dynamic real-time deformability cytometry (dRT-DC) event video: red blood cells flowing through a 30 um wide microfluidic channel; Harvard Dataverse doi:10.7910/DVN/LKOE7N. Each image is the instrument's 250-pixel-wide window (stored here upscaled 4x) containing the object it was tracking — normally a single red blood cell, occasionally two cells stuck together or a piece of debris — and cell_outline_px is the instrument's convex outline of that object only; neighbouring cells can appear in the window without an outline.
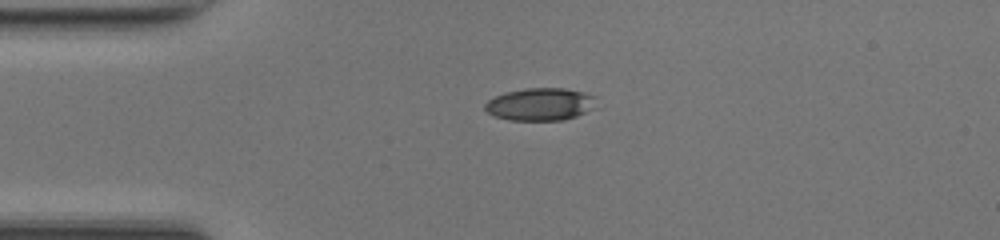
{"species": "common noctule bat (a hibernating species)", "species_latin": "Nyctalus noctula", "temperature_condition": "room temperature", "stored_images_in_passage": 38, "camera_frame_rate_fps": 3000, "um_per_image_px": 0.085, "animal": {"sex": "female", "body_mass_g": 17.0, "forearm_length_mm": 48.0}, "frame": {"image": 1, "passage_image": 1, "time_ms": 0.0, "image_size_px": [1000, 240], "cell_outline_px": [[600, 108], [564, 120], [508, 120], [496, 116], [488, 112], [484, 108], [484, 104], [488, 100], [504, 92], [524, 88], [564, 88], [584, 92], [596, 96]], "centroid_in_image_um": [46.02, 8.86], "position_along_channel_um": 39.0, "area_um2": 21.62}}
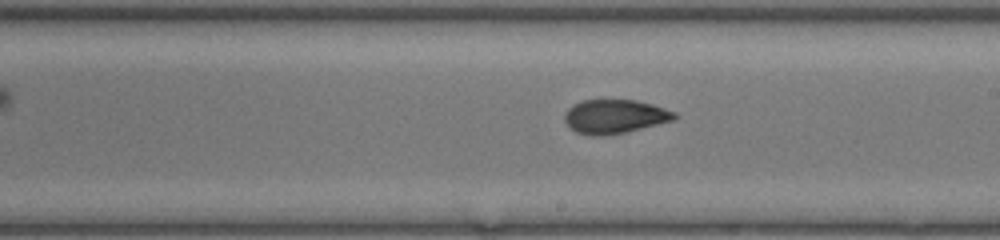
{"frame": {"image": 2, "passage_image": 17, "time_ms": 5.333, "image_size_px": [1000, 240], "cell_outline_px": [[676, 116], [672, 120], [624, 132], [600, 136], [592, 136], [576, 132], [568, 128], [564, 120], [564, 116], [568, 108], [572, 104], [580, 100], [636, 100], [652, 104], [676, 112]], "centroid_in_image_um": [52.18, 9.89], "position_along_channel_um": 236.8, "area_um2": 21.62}}
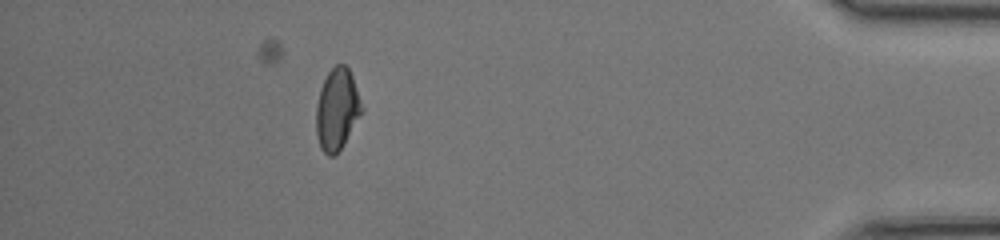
{"frame": {"image": 3, "passage_image": 33, "time_ms": 10.667, "image_size_px": [1000, 240], "cell_outline_px": [[364, 112], [344, 144], [332, 156], [328, 156], [320, 148], [316, 132], [316, 104], [320, 88], [328, 72], [336, 64], [344, 64], [348, 68], [352, 76], [364, 108]], "centroid_in_image_um": [28.66, 9.29], "position_along_channel_um": 406.5, "area_um2": 21.85}, "authors_computed_cell_mechanics": {"area_um2": 21.7906, "velocity_mm_per_s": 4.2437, "shape_relaxation_time_tau1_ms": 8.9651, "shape_relaxation_time_tau2_ms": 1.4654, "deformation_change_tau1": 0.2621, "deformation_change_tau2": 0.0674}}